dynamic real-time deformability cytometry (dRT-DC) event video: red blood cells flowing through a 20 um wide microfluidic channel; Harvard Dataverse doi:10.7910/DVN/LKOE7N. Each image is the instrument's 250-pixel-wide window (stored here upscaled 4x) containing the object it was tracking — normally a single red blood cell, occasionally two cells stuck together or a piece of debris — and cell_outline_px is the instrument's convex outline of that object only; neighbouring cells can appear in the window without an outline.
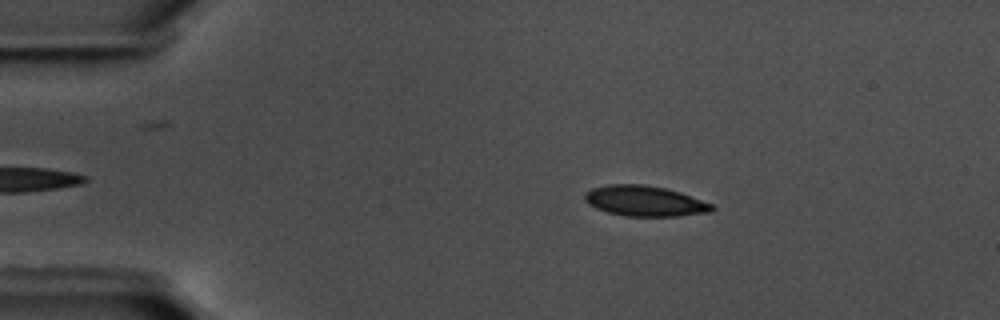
{"species": "common noctule bat (a hibernating species)", "species_latin": "Nyctalus noctula", "temperature_condition": "warm", "stored_images_in_passage": 48, "camera_frame_rate_fps": 3000, "um_per_image_px": 0.085, "animal": {"sex": "male", "body_mass_g": 17.5, "forearm_length_mm": 52.3}, "frame": {"image": 1, "passage_image": 10, "time_ms": 3.0, "image_size_px": [1000, 320], "cell_outline_px": [[716, 208], [712, 212], [676, 216], [624, 216], [608, 212], [596, 208], [588, 204], [584, 200], [584, 192], [592, 188], [608, 184], [644, 184], [664, 188], [680, 192], [712, 204]], "centroid_in_image_um": [54.78, 17.08], "position_along_channel_um": 30.2, "area_um2": 22.66}}
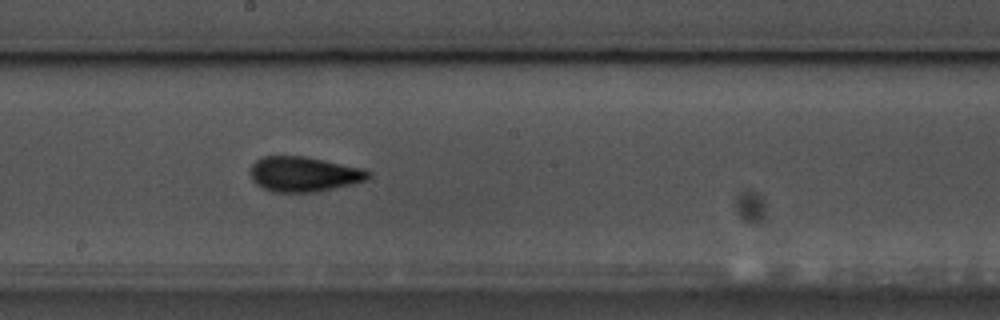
{"frame": {"image": 2, "passage_image": 31, "time_ms": 10.0, "image_size_px": [1000, 320], "cell_outline_px": [[372, 176], [364, 180], [352, 184], [316, 192], [272, 192], [256, 184], [252, 180], [252, 164], [256, 160], [264, 156], [304, 156], [360, 168], [372, 172]], "centroid_in_image_um": [25.82, 14.81], "position_along_channel_um": 222.4, "area_um2": 23.81}}
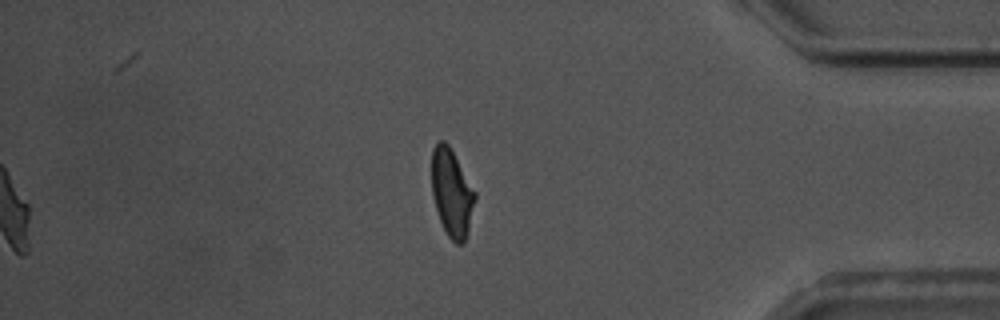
{"frame": {"image": 3, "passage_image": 48, "time_ms": 15.667, "image_size_px": [1000, 320], "cell_outline_px": [[476, 200], [468, 232], [464, 240], [460, 244], [456, 244], [448, 236], [440, 220], [432, 196], [432, 148], [440, 140], [444, 140], [448, 144], [476, 192]], "centroid_in_image_um": [38.41, 16.38], "position_along_channel_um": 396.8, "area_um2": 21.96}, "authors_computed_cell_mechanics": {"area_um2": 22.6865, "velocity_mm_per_s": 3.5978, "shape_relaxation_time_tau1_ms": 3.652, "shape_relaxation_time_tau2_ms": 1.7158, "deformation_change_tau1": 0.144, "deformation_change_tau2": 0.0767}}